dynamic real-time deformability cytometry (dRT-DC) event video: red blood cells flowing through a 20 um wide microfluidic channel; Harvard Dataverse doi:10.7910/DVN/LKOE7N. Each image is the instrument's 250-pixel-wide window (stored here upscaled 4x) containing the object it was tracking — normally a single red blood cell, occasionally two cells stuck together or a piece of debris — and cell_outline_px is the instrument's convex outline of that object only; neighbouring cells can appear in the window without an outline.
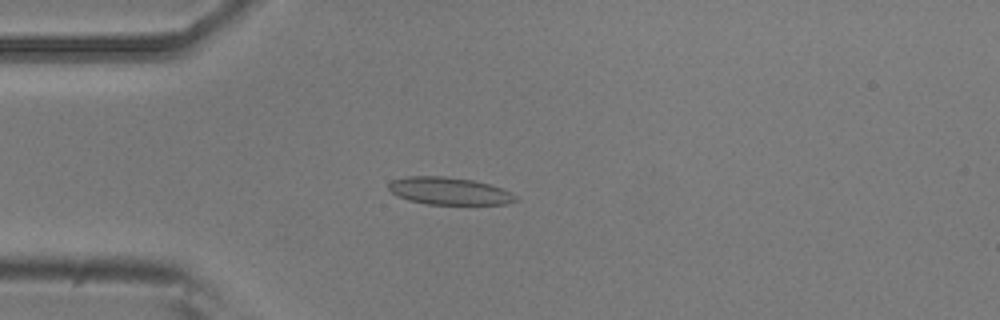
{"species": "common noctule bat (a hibernating species)", "species_latin": "Nyctalus noctula", "temperature_condition": "room temperature", "stored_images_in_passage": 4, "camera_frame_rate_fps": 3000, "um_per_image_px": 0.085, "animal": {"sex": "male", "body_mass_g": 20.5, "forearm_length_mm": 52.5}, "frame": {"image": 1, "passage_image": 4, "time_ms": 1.0, "image_size_px": [1000, 320], "cell_outline_px": [[520, 200], [504, 204], [428, 204], [408, 200], [396, 196], [388, 188], [388, 184], [392, 180], [408, 176], [444, 176], [472, 180], [488, 184], [500, 188], [516, 196]], "centroid_in_image_um": [38.14, 16.24], "position_along_channel_um": 46.9, "area_um2": 20.11}}